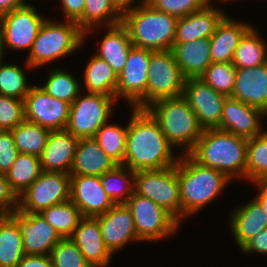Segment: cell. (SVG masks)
<instances>
[{
    "label": "cell",
    "mask_w": 267,
    "mask_h": 267,
    "mask_svg": "<svg viewBox=\"0 0 267 267\" xmlns=\"http://www.w3.org/2000/svg\"><path fill=\"white\" fill-rule=\"evenodd\" d=\"M128 122L123 165L133 171L175 166L173 146L162 133L158 122L146 109L133 108Z\"/></svg>",
    "instance_id": "1"
},
{
    "label": "cell",
    "mask_w": 267,
    "mask_h": 267,
    "mask_svg": "<svg viewBox=\"0 0 267 267\" xmlns=\"http://www.w3.org/2000/svg\"><path fill=\"white\" fill-rule=\"evenodd\" d=\"M248 139L215 129H204L188 155L198 164L224 173L230 180L246 179Z\"/></svg>",
    "instance_id": "2"
},
{
    "label": "cell",
    "mask_w": 267,
    "mask_h": 267,
    "mask_svg": "<svg viewBox=\"0 0 267 267\" xmlns=\"http://www.w3.org/2000/svg\"><path fill=\"white\" fill-rule=\"evenodd\" d=\"M177 178L181 219L211 203L230 180L224 173L198 164L188 154L180 156L177 162Z\"/></svg>",
    "instance_id": "3"
},
{
    "label": "cell",
    "mask_w": 267,
    "mask_h": 267,
    "mask_svg": "<svg viewBox=\"0 0 267 267\" xmlns=\"http://www.w3.org/2000/svg\"><path fill=\"white\" fill-rule=\"evenodd\" d=\"M177 18L140 2L123 12L122 24L127 28L133 46L151 51L171 50Z\"/></svg>",
    "instance_id": "4"
},
{
    "label": "cell",
    "mask_w": 267,
    "mask_h": 267,
    "mask_svg": "<svg viewBox=\"0 0 267 267\" xmlns=\"http://www.w3.org/2000/svg\"><path fill=\"white\" fill-rule=\"evenodd\" d=\"M145 109L158 122L169 143L176 148L184 147L185 154L194 148L203 133L194 111L182 95L154 101Z\"/></svg>",
    "instance_id": "5"
},
{
    "label": "cell",
    "mask_w": 267,
    "mask_h": 267,
    "mask_svg": "<svg viewBox=\"0 0 267 267\" xmlns=\"http://www.w3.org/2000/svg\"><path fill=\"white\" fill-rule=\"evenodd\" d=\"M84 39V32L75 21L56 23L45 18L26 57V66L30 70L66 57L78 50Z\"/></svg>",
    "instance_id": "6"
},
{
    "label": "cell",
    "mask_w": 267,
    "mask_h": 267,
    "mask_svg": "<svg viewBox=\"0 0 267 267\" xmlns=\"http://www.w3.org/2000/svg\"><path fill=\"white\" fill-rule=\"evenodd\" d=\"M134 192L151 199L179 223L182 221L177 163L163 169L136 171Z\"/></svg>",
    "instance_id": "7"
},
{
    "label": "cell",
    "mask_w": 267,
    "mask_h": 267,
    "mask_svg": "<svg viewBox=\"0 0 267 267\" xmlns=\"http://www.w3.org/2000/svg\"><path fill=\"white\" fill-rule=\"evenodd\" d=\"M87 95V96H86ZM79 96L70 105L66 130L74 137L94 138L96 132L107 122L116 103V98L103 94L89 93Z\"/></svg>",
    "instance_id": "8"
},
{
    "label": "cell",
    "mask_w": 267,
    "mask_h": 267,
    "mask_svg": "<svg viewBox=\"0 0 267 267\" xmlns=\"http://www.w3.org/2000/svg\"><path fill=\"white\" fill-rule=\"evenodd\" d=\"M130 210L141 241H159L178 230L180 223L148 197L133 193L125 203Z\"/></svg>",
    "instance_id": "9"
},
{
    "label": "cell",
    "mask_w": 267,
    "mask_h": 267,
    "mask_svg": "<svg viewBox=\"0 0 267 267\" xmlns=\"http://www.w3.org/2000/svg\"><path fill=\"white\" fill-rule=\"evenodd\" d=\"M146 86V107L154 101L182 95L185 78L171 50L152 51Z\"/></svg>",
    "instance_id": "10"
},
{
    "label": "cell",
    "mask_w": 267,
    "mask_h": 267,
    "mask_svg": "<svg viewBox=\"0 0 267 267\" xmlns=\"http://www.w3.org/2000/svg\"><path fill=\"white\" fill-rule=\"evenodd\" d=\"M70 174L42 171L38 179L18 196V210L40 213L70 200Z\"/></svg>",
    "instance_id": "11"
},
{
    "label": "cell",
    "mask_w": 267,
    "mask_h": 267,
    "mask_svg": "<svg viewBox=\"0 0 267 267\" xmlns=\"http://www.w3.org/2000/svg\"><path fill=\"white\" fill-rule=\"evenodd\" d=\"M152 51L132 46L122 72L117 76L116 99L124 97L132 108H146V86Z\"/></svg>",
    "instance_id": "12"
},
{
    "label": "cell",
    "mask_w": 267,
    "mask_h": 267,
    "mask_svg": "<svg viewBox=\"0 0 267 267\" xmlns=\"http://www.w3.org/2000/svg\"><path fill=\"white\" fill-rule=\"evenodd\" d=\"M45 21L28 2L0 17L3 49H31L38 31Z\"/></svg>",
    "instance_id": "13"
},
{
    "label": "cell",
    "mask_w": 267,
    "mask_h": 267,
    "mask_svg": "<svg viewBox=\"0 0 267 267\" xmlns=\"http://www.w3.org/2000/svg\"><path fill=\"white\" fill-rule=\"evenodd\" d=\"M25 120L50 131L66 128L70 104L49 95L40 86H32L25 97Z\"/></svg>",
    "instance_id": "14"
},
{
    "label": "cell",
    "mask_w": 267,
    "mask_h": 267,
    "mask_svg": "<svg viewBox=\"0 0 267 267\" xmlns=\"http://www.w3.org/2000/svg\"><path fill=\"white\" fill-rule=\"evenodd\" d=\"M182 96L194 111L203 130L219 127L227 96L215 91L201 78L186 79Z\"/></svg>",
    "instance_id": "15"
},
{
    "label": "cell",
    "mask_w": 267,
    "mask_h": 267,
    "mask_svg": "<svg viewBox=\"0 0 267 267\" xmlns=\"http://www.w3.org/2000/svg\"><path fill=\"white\" fill-rule=\"evenodd\" d=\"M8 215L19 228L25 255H50L53 247L62 239L40 213L21 212L17 209Z\"/></svg>",
    "instance_id": "16"
},
{
    "label": "cell",
    "mask_w": 267,
    "mask_h": 267,
    "mask_svg": "<svg viewBox=\"0 0 267 267\" xmlns=\"http://www.w3.org/2000/svg\"><path fill=\"white\" fill-rule=\"evenodd\" d=\"M70 188V200L83 217H96L115 205L104 191L100 176L71 175Z\"/></svg>",
    "instance_id": "17"
},
{
    "label": "cell",
    "mask_w": 267,
    "mask_h": 267,
    "mask_svg": "<svg viewBox=\"0 0 267 267\" xmlns=\"http://www.w3.org/2000/svg\"><path fill=\"white\" fill-rule=\"evenodd\" d=\"M265 116L261 109L227 97L217 129L250 139L263 132L260 120Z\"/></svg>",
    "instance_id": "18"
},
{
    "label": "cell",
    "mask_w": 267,
    "mask_h": 267,
    "mask_svg": "<svg viewBox=\"0 0 267 267\" xmlns=\"http://www.w3.org/2000/svg\"><path fill=\"white\" fill-rule=\"evenodd\" d=\"M95 218L99 221L104 244L112 254L130 241L140 240L133 216L125 204H115L106 213Z\"/></svg>",
    "instance_id": "19"
},
{
    "label": "cell",
    "mask_w": 267,
    "mask_h": 267,
    "mask_svg": "<svg viewBox=\"0 0 267 267\" xmlns=\"http://www.w3.org/2000/svg\"><path fill=\"white\" fill-rule=\"evenodd\" d=\"M70 239L76 244L92 267H106L113 255L105 246L99 221L95 217H83Z\"/></svg>",
    "instance_id": "20"
},
{
    "label": "cell",
    "mask_w": 267,
    "mask_h": 267,
    "mask_svg": "<svg viewBox=\"0 0 267 267\" xmlns=\"http://www.w3.org/2000/svg\"><path fill=\"white\" fill-rule=\"evenodd\" d=\"M230 97L267 113V62L251 68H236Z\"/></svg>",
    "instance_id": "21"
},
{
    "label": "cell",
    "mask_w": 267,
    "mask_h": 267,
    "mask_svg": "<svg viewBox=\"0 0 267 267\" xmlns=\"http://www.w3.org/2000/svg\"><path fill=\"white\" fill-rule=\"evenodd\" d=\"M78 141L66 129L51 131L40 156L42 171L70 174Z\"/></svg>",
    "instance_id": "22"
},
{
    "label": "cell",
    "mask_w": 267,
    "mask_h": 267,
    "mask_svg": "<svg viewBox=\"0 0 267 267\" xmlns=\"http://www.w3.org/2000/svg\"><path fill=\"white\" fill-rule=\"evenodd\" d=\"M225 15L220 9L207 4L204 8L177 19L174 42L210 38Z\"/></svg>",
    "instance_id": "23"
},
{
    "label": "cell",
    "mask_w": 267,
    "mask_h": 267,
    "mask_svg": "<svg viewBox=\"0 0 267 267\" xmlns=\"http://www.w3.org/2000/svg\"><path fill=\"white\" fill-rule=\"evenodd\" d=\"M171 51L185 79L200 78L212 63L210 38L174 42Z\"/></svg>",
    "instance_id": "24"
},
{
    "label": "cell",
    "mask_w": 267,
    "mask_h": 267,
    "mask_svg": "<svg viewBox=\"0 0 267 267\" xmlns=\"http://www.w3.org/2000/svg\"><path fill=\"white\" fill-rule=\"evenodd\" d=\"M116 165L94 138H82L76 146L70 175L102 176Z\"/></svg>",
    "instance_id": "25"
},
{
    "label": "cell",
    "mask_w": 267,
    "mask_h": 267,
    "mask_svg": "<svg viewBox=\"0 0 267 267\" xmlns=\"http://www.w3.org/2000/svg\"><path fill=\"white\" fill-rule=\"evenodd\" d=\"M235 21V22H234ZM252 25L232 20L225 15L210 37L212 62H232L241 37Z\"/></svg>",
    "instance_id": "26"
},
{
    "label": "cell",
    "mask_w": 267,
    "mask_h": 267,
    "mask_svg": "<svg viewBox=\"0 0 267 267\" xmlns=\"http://www.w3.org/2000/svg\"><path fill=\"white\" fill-rule=\"evenodd\" d=\"M230 230L237 246L242 248L254 235L267 228V213L255 200L233 210Z\"/></svg>",
    "instance_id": "27"
},
{
    "label": "cell",
    "mask_w": 267,
    "mask_h": 267,
    "mask_svg": "<svg viewBox=\"0 0 267 267\" xmlns=\"http://www.w3.org/2000/svg\"><path fill=\"white\" fill-rule=\"evenodd\" d=\"M105 28H108V30L95 55L105 60L114 72L119 75L126 64L133 44L127 28L122 23Z\"/></svg>",
    "instance_id": "28"
},
{
    "label": "cell",
    "mask_w": 267,
    "mask_h": 267,
    "mask_svg": "<svg viewBox=\"0 0 267 267\" xmlns=\"http://www.w3.org/2000/svg\"><path fill=\"white\" fill-rule=\"evenodd\" d=\"M123 12L116 6L113 0H86L83 15L76 21L78 27L84 32H92L94 26L105 27L122 23Z\"/></svg>",
    "instance_id": "29"
},
{
    "label": "cell",
    "mask_w": 267,
    "mask_h": 267,
    "mask_svg": "<svg viewBox=\"0 0 267 267\" xmlns=\"http://www.w3.org/2000/svg\"><path fill=\"white\" fill-rule=\"evenodd\" d=\"M117 74L97 55H93L84 72L87 93H97L116 98Z\"/></svg>",
    "instance_id": "30"
},
{
    "label": "cell",
    "mask_w": 267,
    "mask_h": 267,
    "mask_svg": "<svg viewBox=\"0 0 267 267\" xmlns=\"http://www.w3.org/2000/svg\"><path fill=\"white\" fill-rule=\"evenodd\" d=\"M24 256L16 222L8 214H0V267H16Z\"/></svg>",
    "instance_id": "31"
},
{
    "label": "cell",
    "mask_w": 267,
    "mask_h": 267,
    "mask_svg": "<svg viewBox=\"0 0 267 267\" xmlns=\"http://www.w3.org/2000/svg\"><path fill=\"white\" fill-rule=\"evenodd\" d=\"M259 37L253 26L244 33L232 59L235 68H251L267 62V46Z\"/></svg>",
    "instance_id": "32"
},
{
    "label": "cell",
    "mask_w": 267,
    "mask_h": 267,
    "mask_svg": "<svg viewBox=\"0 0 267 267\" xmlns=\"http://www.w3.org/2000/svg\"><path fill=\"white\" fill-rule=\"evenodd\" d=\"M135 173L124 165H116L100 176L104 191L115 204H125L134 193Z\"/></svg>",
    "instance_id": "33"
},
{
    "label": "cell",
    "mask_w": 267,
    "mask_h": 267,
    "mask_svg": "<svg viewBox=\"0 0 267 267\" xmlns=\"http://www.w3.org/2000/svg\"><path fill=\"white\" fill-rule=\"evenodd\" d=\"M42 173L40 157L19 153L6 173L11 189L20 196Z\"/></svg>",
    "instance_id": "34"
},
{
    "label": "cell",
    "mask_w": 267,
    "mask_h": 267,
    "mask_svg": "<svg viewBox=\"0 0 267 267\" xmlns=\"http://www.w3.org/2000/svg\"><path fill=\"white\" fill-rule=\"evenodd\" d=\"M11 132L19 153L40 157L51 131L36 123L24 120Z\"/></svg>",
    "instance_id": "35"
},
{
    "label": "cell",
    "mask_w": 267,
    "mask_h": 267,
    "mask_svg": "<svg viewBox=\"0 0 267 267\" xmlns=\"http://www.w3.org/2000/svg\"><path fill=\"white\" fill-rule=\"evenodd\" d=\"M40 214L62 238L70 237L83 218L71 200L46 208Z\"/></svg>",
    "instance_id": "36"
},
{
    "label": "cell",
    "mask_w": 267,
    "mask_h": 267,
    "mask_svg": "<svg viewBox=\"0 0 267 267\" xmlns=\"http://www.w3.org/2000/svg\"><path fill=\"white\" fill-rule=\"evenodd\" d=\"M128 124L121 127L107 122L96 132L94 139L117 165H123L126 152Z\"/></svg>",
    "instance_id": "37"
},
{
    "label": "cell",
    "mask_w": 267,
    "mask_h": 267,
    "mask_svg": "<svg viewBox=\"0 0 267 267\" xmlns=\"http://www.w3.org/2000/svg\"><path fill=\"white\" fill-rule=\"evenodd\" d=\"M246 179L251 182L267 179V131L248 139Z\"/></svg>",
    "instance_id": "38"
},
{
    "label": "cell",
    "mask_w": 267,
    "mask_h": 267,
    "mask_svg": "<svg viewBox=\"0 0 267 267\" xmlns=\"http://www.w3.org/2000/svg\"><path fill=\"white\" fill-rule=\"evenodd\" d=\"M48 74L46 82L40 87L52 97L71 105L81 92L80 83L75 79V76L57 68L51 69Z\"/></svg>",
    "instance_id": "39"
},
{
    "label": "cell",
    "mask_w": 267,
    "mask_h": 267,
    "mask_svg": "<svg viewBox=\"0 0 267 267\" xmlns=\"http://www.w3.org/2000/svg\"><path fill=\"white\" fill-rule=\"evenodd\" d=\"M26 79V74L17 64L0 63V95L25 100L32 88Z\"/></svg>",
    "instance_id": "40"
},
{
    "label": "cell",
    "mask_w": 267,
    "mask_h": 267,
    "mask_svg": "<svg viewBox=\"0 0 267 267\" xmlns=\"http://www.w3.org/2000/svg\"><path fill=\"white\" fill-rule=\"evenodd\" d=\"M200 78L218 93L230 97L234 89L236 68L232 62H212Z\"/></svg>",
    "instance_id": "41"
},
{
    "label": "cell",
    "mask_w": 267,
    "mask_h": 267,
    "mask_svg": "<svg viewBox=\"0 0 267 267\" xmlns=\"http://www.w3.org/2000/svg\"><path fill=\"white\" fill-rule=\"evenodd\" d=\"M49 256L53 267H92L70 237L62 238Z\"/></svg>",
    "instance_id": "42"
},
{
    "label": "cell",
    "mask_w": 267,
    "mask_h": 267,
    "mask_svg": "<svg viewBox=\"0 0 267 267\" xmlns=\"http://www.w3.org/2000/svg\"><path fill=\"white\" fill-rule=\"evenodd\" d=\"M145 2L177 19L198 11L208 4V0H142V3Z\"/></svg>",
    "instance_id": "43"
},
{
    "label": "cell",
    "mask_w": 267,
    "mask_h": 267,
    "mask_svg": "<svg viewBox=\"0 0 267 267\" xmlns=\"http://www.w3.org/2000/svg\"><path fill=\"white\" fill-rule=\"evenodd\" d=\"M24 120V100L0 95V130H12Z\"/></svg>",
    "instance_id": "44"
},
{
    "label": "cell",
    "mask_w": 267,
    "mask_h": 267,
    "mask_svg": "<svg viewBox=\"0 0 267 267\" xmlns=\"http://www.w3.org/2000/svg\"><path fill=\"white\" fill-rule=\"evenodd\" d=\"M19 151L11 130H0V173L5 174L15 162Z\"/></svg>",
    "instance_id": "45"
},
{
    "label": "cell",
    "mask_w": 267,
    "mask_h": 267,
    "mask_svg": "<svg viewBox=\"0 0 267 267\" xmlns=\"http://www.w3.org/2000/svg\"><path fill=\"white\" fill-rule=\"evenodd\" d=\"M18 209V196L11 189L6 175L0 173V214H9Z\"/></svg>",
    "instance_id": "46"
},
{
    "label": "cell",
    "mask_w": 267,
    "mask_h": 267,
    "mask_svg": "<svg viewBox=\"0 0 267 267\" xmlns=\"http://www.w3.org/2000/svg\"><path fill=\"white\" fill-rule=\"evenodd\" d=\"M241 250L244 253H261L262 255H267V228L256 233L253 238H251Z\"/></svg>",
    "instance_id": "47"
},
{
    "label": "cell",
    "mask_w": 267,
    "mask_h": 267,
    "mask_svg": "<svg viewBox=\"0 0 267 267\" xmlns=\"http://www.w3.org/2000/svg\"><path fill=\"white\" fill-rule=\"evenodd\" d=\"M86 0H61L62 9L66 20L77 21L84 11Z\"/></svg>",
    "instance_id": "48"
},
{
    "label": "cell",
    "mask_w": 267,
    "mask_h": 267,
    "mask_svg": "<svg viewBox=\"0 0 267 267\" xmlns=\"http://www.w3.org/2000/svg\"><path fill=\"white\" fill-rule=\"evenodd\" d=\"M16 267H53L49 255H25Z\"/></svg>",
    "instance_id": "49"
},
{
    "label": "cell",
    "mask_w": 267,
    "mask_h": 267,
    "mask_svg": "<svg viewBox=\"0 0 267 267\" xmlns=\"http://www.w3.org/2000/svg\"><path fill=\"white\" fill-rule=\"evenodd\" d=\"M260 190L254 198L267 213V182L265 180L252 182Z\"/></svg>",
    "instance_id": "50"
},
{
    "label": "cell",
    "mask_w": 267,
    "mask_h": 267,
    "mask_svg": "<svg viewBox=\"0 0 267 267\" xmlns=\"http://www.w3.org/2000/svg\"><path fill=\"white\" fill-rule=\"evenodd\" d=\"M24 0H0V17L24 6Z\"/></svg>",
    "instance_id": "51"
},
{
    "label": "cell",
    "mask_w": 267,
    "mask_h": 267,
    "mask_svg": "<svg viewBox=\"0 0 267 267\" xmlns=\"http://www.w3.org/2000/svg\"><path fill=\"white\" fill-rule=\"evenodd\" d=\"M113 2L116 4V6L122 11H126L128 9H132L133 6L132 3L135 2V0H113Z\"/></svg>",
    "instance_id": "52"
},
{
    "label": "cell",
    "mask_w": 267,
    "mask_h": 267,
    "mask_svg": "<svg viewBox=\"0 0 267 267\" xmlns=\"http://www.w3.org/2000/svg\"><path fill=\"white\" fill-rule=\"evenodd\" d=\"M4 53V49H3V40H2V31L0 28V63L2 62V58H3V54Z\"/></svg>",
    "instance_id": "53"
},
{
    "label": "cell",
    "mask_w": 267,
    "mask_h": 267,
    "mask_svg": "<svg viewBox=\"0 0 267 267\" xmlns=\"http://www.w3.org/2000/svg\"><path fill=\"white\" fill-rule=\"evenodd\" d=\"M221 1H223V2H224V1L227 2V1H232V0H221ZM209 2L211 3V0H208V4H210Z\"/></svg>",
    "instance_id": "54"
}]
</instances>
